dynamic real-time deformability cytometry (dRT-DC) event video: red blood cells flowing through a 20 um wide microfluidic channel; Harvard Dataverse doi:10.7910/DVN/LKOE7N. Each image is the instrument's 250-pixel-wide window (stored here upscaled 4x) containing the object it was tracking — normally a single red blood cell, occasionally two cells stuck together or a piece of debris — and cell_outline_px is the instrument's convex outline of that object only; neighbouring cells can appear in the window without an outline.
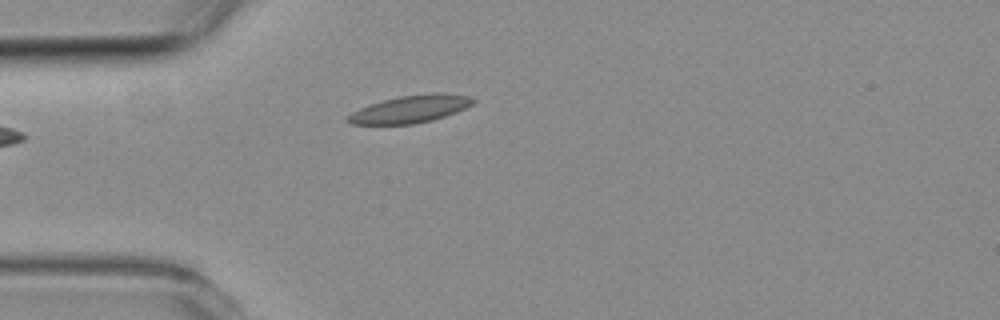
{"species": "common noctule bat (a hibernating species)", "species_latin": "Nyctalus noctula", "temperature_condition": "room temperature", "stored_images_in_passage": 1, "camera_frame_rate_fps": 3000, "um_per_image_px": 0.085, "animal": {"sex": "female", "body_mass_g": 19.3, "forearm_length_mm": 54.1}, "frame": {"image": 1, "passage_image": 1, "time_ms": 0.0, "image_size_px": [1000, 320], "cell_outline_px": [[476, 100], [472, 104], [456, 112], [432, 120], [412, 124], [352, 124], [344, 120], [352, 112], [360, 108], [384, 100], [400, 96], [428, 92], [440, 92], [472, 96]], "centroid_in_image_um": [34.91, 9.25], "position_along_channel_um": 50.1, "area_um2": 20.0}}